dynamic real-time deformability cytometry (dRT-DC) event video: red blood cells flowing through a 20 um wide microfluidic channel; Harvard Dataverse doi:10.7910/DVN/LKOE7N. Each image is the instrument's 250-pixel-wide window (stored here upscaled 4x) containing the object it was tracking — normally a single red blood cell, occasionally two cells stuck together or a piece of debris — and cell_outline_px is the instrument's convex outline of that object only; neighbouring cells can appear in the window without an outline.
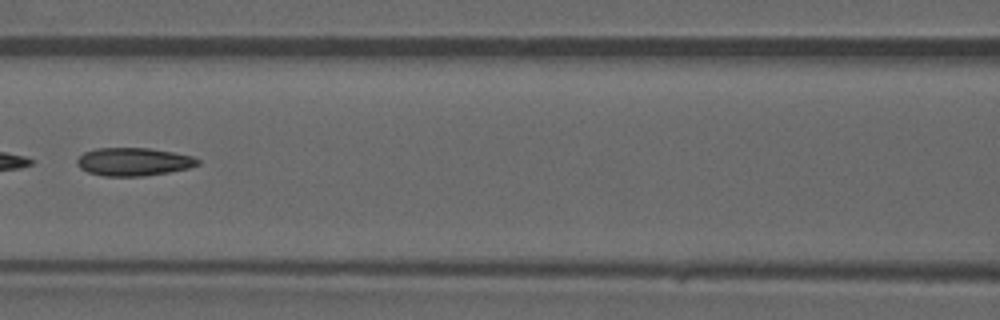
{"species": "common noctule bat (a hibernating species)", "species_latin": "Nyctalus noctula", "temperature_condition": "warm", "stored_images_in_passage": 33, "camera_frame_rate_fps": 3000, "um_per_image_px": 0.085, "animal": {"sex": "male", "forearm_length_mm": 52.5}, "frame": {"image": 1, "passage_image": 10, "time_ms": 3.0, "image_size_px": [1000, 320], "cell_outline_px": [[200, 164], [188, 168], [168, 172], [144, 176], [104, 176], [88, 172], [80, 168], [76, 164], [76, 160], [84, 152], [96, 148], [148, 148], [172, 152], [192, 156], [200, 160]], "centroid_in_image_um": [11.33, 13.75], "position_along_channel_um": 155.3, "area_um2": 19.71}}